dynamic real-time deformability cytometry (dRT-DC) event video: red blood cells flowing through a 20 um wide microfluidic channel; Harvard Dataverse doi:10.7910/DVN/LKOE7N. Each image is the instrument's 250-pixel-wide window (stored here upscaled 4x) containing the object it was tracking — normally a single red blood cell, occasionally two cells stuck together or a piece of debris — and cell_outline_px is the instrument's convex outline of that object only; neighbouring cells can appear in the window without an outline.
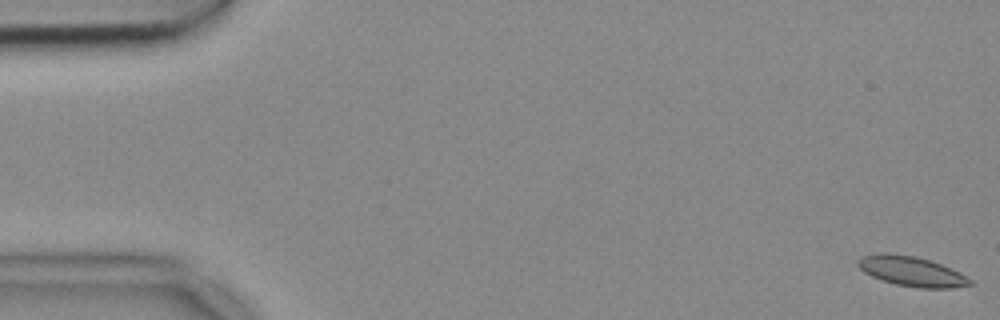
{"species": "common noctule bat (a hibernating species)", "species_latin": "Nyctalus noctula", "temperature_condition": "cold", "stored_images_in_passage": 16, "camera_frame_rate_fps": 3000, "um_per_image_px": 0.085, "animal": {"sex": "female", "body_mass_g": 18.4}, "frame": {"image": 1, "passage_image": 1, "time_ms": 0.0, "image_size_px": [1000, 320], "cell_outline_px": [[976, 284], [952, 288], [920, 288], [896, 284], [872, 276], [864, 272], [856, 264], [856, 260], [860, 256], [880, 252], [888, 252], [912, 256], [928, 260], [940, 264], [960, 272], [972, 280]], "centroid_in_image_um": [77.47, 23.05], "position_along_channel_um": 7.5, "area_um2": 19.54}}
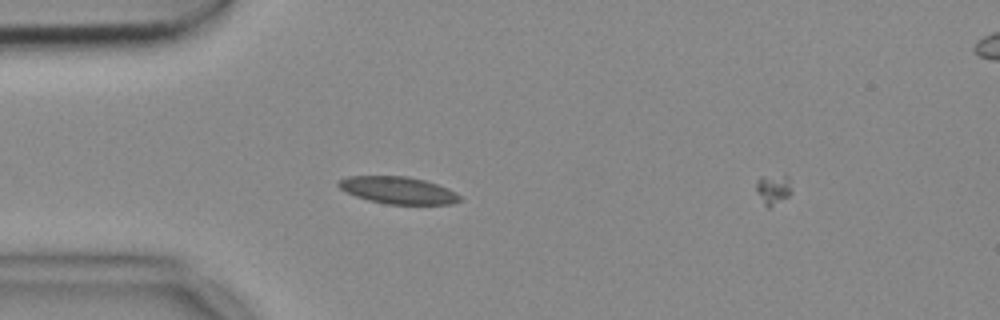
{"frame": {"image": 2, "passage_image": 15, "time_ms": 4.667, "image_size_px": [1000, 320], "cell_outline_px": [[464, 200], [452, 204], [388, 204], [368, 200], [356, 196], [340, 188], [336, 184], [336, 180], [348, 176], [408, 176], [424, 180], [448, 188], [456, 192]], "centroid_in_image_um": [33.84, 16.17], "position_along_channel_um": 51.2, "area_um2": 19.25}}